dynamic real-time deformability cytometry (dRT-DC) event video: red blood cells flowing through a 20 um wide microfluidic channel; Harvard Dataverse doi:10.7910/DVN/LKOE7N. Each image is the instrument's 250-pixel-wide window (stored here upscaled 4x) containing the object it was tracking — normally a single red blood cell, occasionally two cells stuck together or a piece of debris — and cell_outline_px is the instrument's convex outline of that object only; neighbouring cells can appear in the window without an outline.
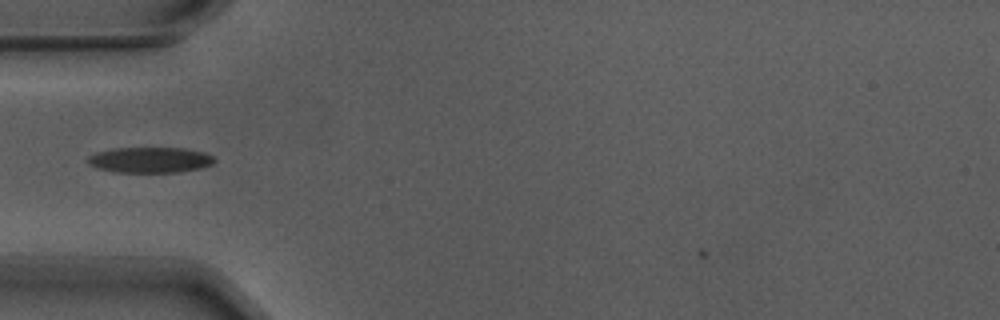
{"species": "Egyptian fruit bat (a non-hibernating species)", "species_latin": "Rousettus aegyptiacus", "temperature_condition": "warm", "stored_images_in_passage": 35, "camera_frame_rate_fps": 3000, "um_per_image_px": 0.085, "animal": {"sex": "male"}, "frame": {"image": 1, "passage_image": 1, "time_ms": 0.0, "image_size_px": [1000, 320], "cell_outline_px": [[216, 160], [212, 164], [200, 168], [180, 172], [116, 172], [96, 168], [88, 164], [88, 156], [96, 152], [112, 148], [184, 148], [204, 152], [212, 156]], "centroid_in_image_um": [12.74, 13.59], "position_along_channel_um": 72.3, "area_um2": 18.96}}
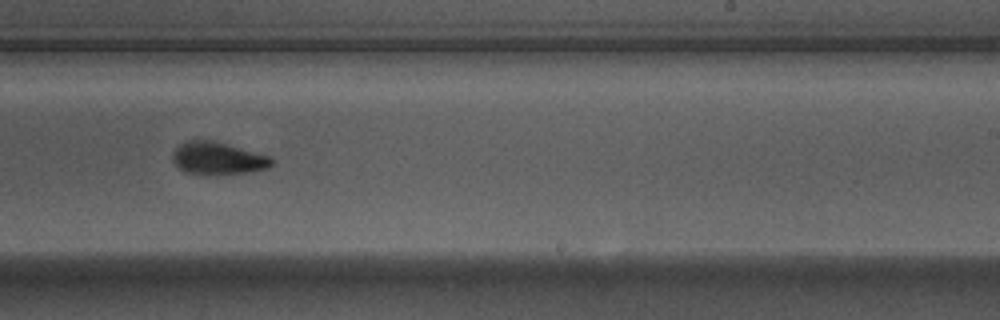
{"frame": {"image": 2, "passage_image": 17, "time_ms": 5.333, "image_size_px": [1000, 320], "cell_outline_px": [[272, 164], [268, 168], [248, 172], [188, 172], [180, 168], [172, 160], [172, 152], [180, 144], [188, 140], [212, 140], [268, 156], [272, 160]], "centroid_in_image_um": [18.48, 13.41], "position_along_channel_um": 270.5, "area_um2": 17.74}}
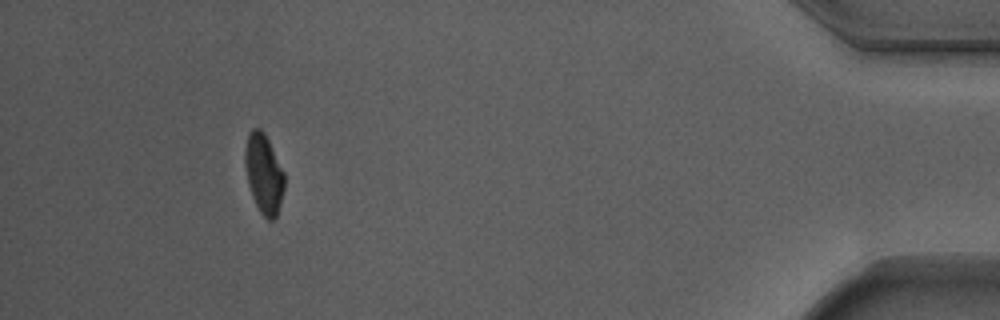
{"frame": {"image": 3, "passage_image": 34, "time_ms": 11.0, "image_size_px": [1000, 320], "cell_outline_px": [[284, 188], [280, 204], [276, 216], [272, 220], [268, 220], [260, 212], [252, 196], [248, 184], [244, 164], [244, 152], [248, 132], [252, 128], [260, 128], [264, 132], [284, 172]], "centroid_in_image_um": [22.4, 14.74], "position_along_channel_um": 412.8, "area_um2": 18.21}}